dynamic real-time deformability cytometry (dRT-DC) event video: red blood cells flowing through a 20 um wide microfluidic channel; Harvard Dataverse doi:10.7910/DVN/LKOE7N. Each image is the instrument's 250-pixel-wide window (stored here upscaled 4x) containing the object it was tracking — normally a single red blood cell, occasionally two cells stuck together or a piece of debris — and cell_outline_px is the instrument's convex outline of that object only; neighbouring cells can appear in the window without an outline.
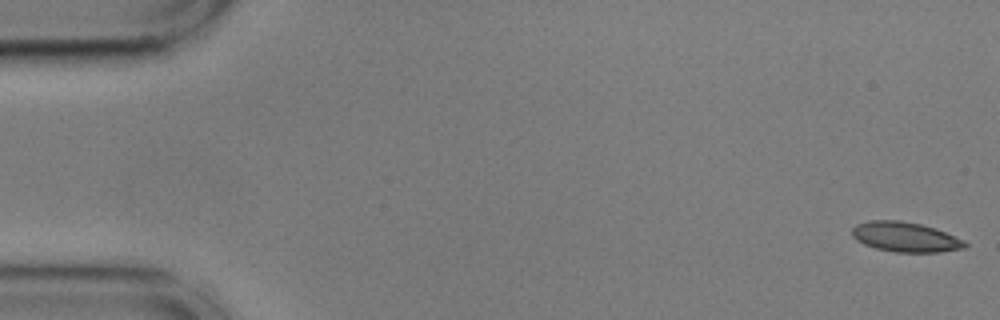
{"species": "common noctule bat (a hibernating species)", "species_latin": "Nyctalus noctula", "temperature_condition": "cold", "stored_images_in_passage": 55, "camera_frame_rate_fps": 3000, "um_per_image_px": 0.085, "animal": {"sex": "male", "body_mass_g": 17.9, "forearm_length_mm": 54.2}, "frame": {"image": 1, "passage_image": 1, "time_ms": 0.0, "image_size_px": [1000, 320], "cell_outline_px": [[968, 244], [964, 248], [940, 252], [896, 252], [876, 248], [864, 244], [856, 240], [852, 236], [852, 228], [856, 224], [868, 220], [900, 220], [920, 224], [944, 232], [964, 240]], "centroid_in_image_um": [76.91, 20.14], "position_along_channel_um": 8.1, "area_um2": 19.54}}
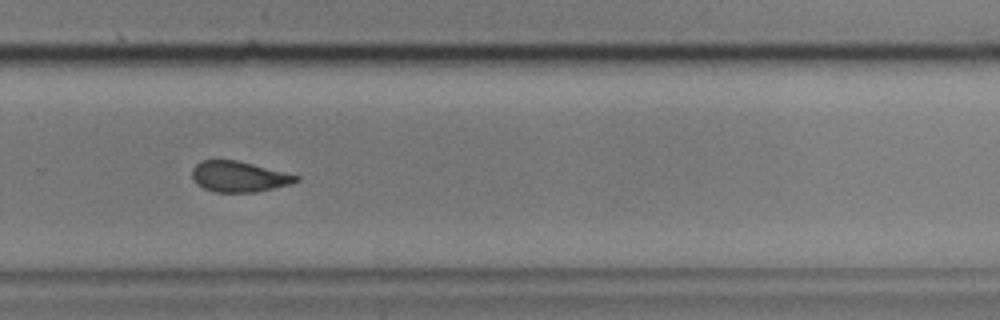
{"frame": {"image": 2, "passage_image": 37, "time_ms": 12.0, "image_size_px": [1000, 320], "cell_outline_px": [[300, 180], [292, 184], [256, 192], [216, 192], [204, 188], [196, 184], [192, 180], [192, 168], [200, 160], [236, 160], [300, 176]], "centroid_in_image_um": [20.29, 15.02], "position_along_channel_um": 309.5, "area_um2": 18.61}}
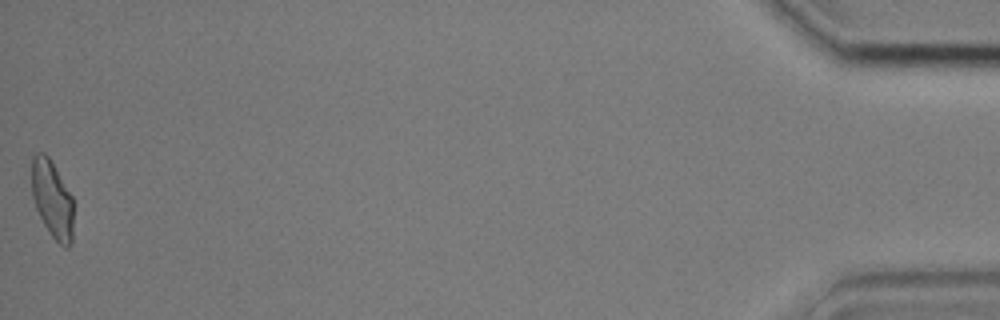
{"frame": {"image": 3, "passage_image": 55, "time_ms": 18.0, "image_size_px": [1000, 320], "cell_outline_px": [[72, 244], [68, 248], [64, 248], [52, 236], [44, 224], [36, 208], [32, 196], [32, 156], [36, 152], [44, 152], [48, 156], [72, 196]], "centroid_in_image_um": [4.43, 16.94], "position_along_channel_um": 430.8, "area_um2": 18.67}, "authors_computed_cell_mechanics": {"area_um2": 19.5364, "velocity_mm_per_s": 3.6182, "shape_relaxation_time_tau1_ms": null, "shape_relaxation_time_tau2_ms": 2.5868, "deformation_change_tau1": null, "deformation_change_tau2": 0.0786}}